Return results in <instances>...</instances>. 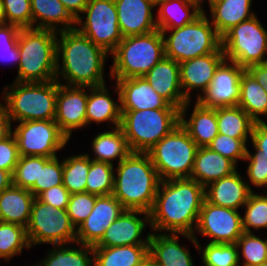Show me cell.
<instances>
[{"label": "cell", "mask_w": 267, "mask_h": 266, "mask_svg": "<svg viewBox=\"0 0 267 266\" xmlns=\"http://www.w3.org/2000/svg\"><path fill=\"white\" fill-rule=\"evenodd\" d=\"M252 192L250 185L244 182L236 170L231 175L210 183L205 188V199L213 205L238 210L241 206L244 207Z\"/></svg>", "instance_id": "obj_23"}, {"label": "cell", "mask_w": 267, "mask_h": 266, "mask_svg": "<svg viewBox=\"0 0 267 266\" xmlns=\"http://www.w3.org/2000/svg\"><path fill=\"white\" fill-rule=\"evenodd\" d=\"M182 235L191 240L197 250L200 251L205 266H240L241 256L236 243H208L204 249H201V245L195 235Z\"/></svg>", "instance_id": "obj_37"}, {"label": "cell", "mask_w": 267, "mask_h": 266, "mask_svg": "<svg viewBox=\"0 0 267 266\" xmlns=\"http://www.w3.org/2000/svg\"><path fill=\"white\" fill-rule=\"evenodd\" d=\"M247 175L255 187H267V163L249 161Z\"/></svg>", "instance_id": "obj_52"}, {"label": "cell", "mask_w": 267, "mask_h": 266, "mask_svg": "<svg viewBox=\"0 0 267 266\" xmlns=\"http://www.w3.org/2000/svg\"><path fill=\"white\" fill-rule=\"evenodd\" d=\"M171 234V235H170ZM151 233L148 244V256L156 266H194L186 247L179 245L180 235L174 233Z\"/></svg>", "instance_id": "obj_26"}, {"label": "cell", "mask_w": 267, "mask_h": 266, "mask_svg": "<svg viewBox=\"0 0 267 266\" xmlns=\"http://www.w3.org/2000/svg\"><path fill=\"white\" fill-rule=\"evenodd\" d=\"M137 266H156L153 262V260L148 256L146 259H144L139 265Z\"/></svg>", "instance_id": "obj_58"}, {"label": "cell", "mask_w": 267, "mask_h": 266, "mask_svg": "<svg viewBox=\"0 0 267 266\" xmlns=\"http://www.w3.org/2000/svg\"><path fill=\"white\" fill-rule=\"evenodd\" d=\"M228 64L225 59L216 69L213 79L201 96L199 93L197 102L206 108L238 106L240 99V80L244 67L236 62Z\"/></svg>", "instance_id": "obj_15"}, {"label": "cell", "mask_w": 267, "mask_h": 266, "mask_svg": "<svg viewBox=\"0 0 267 266\" xmlns=\"http://www.w3.org/2000/svg\"><path fill=\"white\" fill-rule=\"evenodd\" d=\"M113 131H105L98 134L92 141L94 161L106 162L113 164L111 161L119 159L120 163L132 151L120 127H114Z\"/></svg>", "instance_id": "obj_33"}, {"label": "cell", "mask_w": 267, "mask_h": 266, "mask_svg": "<svg viewBox=\"0 0 267 266\" xmlns=\"http://www.w3.org/2000/svg\"><path fill=\"white\" fill-rule=\"evenodd\" d=\"M24 247H31L26 228L0 221V258L9 262L14 255L22 253Z\"/></svg>", "instance_id": "obj_39"}, {"label": "cell", "mask_w": 267, "mask_h": 266, "mask_svg": "<svg viewBox=\"0 0 267 266\" xmlns=\"http://www.w3.org/2000/svg\"><path fill=\"white\" fill-rule=\"evenodd\" d=\"M12 132L20 156L52 158L70 140L54 120L23 121Z\"/></svg>", "instance_id": "obj_13"}, {"label": "cell", "mask_w": 267, "mask_h": 266, "mask_svg": "<svg viewBox=\"0 0 267 266\" xmlns=\"http://www.w3.org/2000/svg\"><path fill=\"white\" fill-rule=\"evenodd\" d=\"M57 35H59L58 32L49 29H20L17 82L56 80Z\"/></svg>", "instance_id": "obj_4"}, {"label": "cell", "mask_w": 267, "mask_h": 266, "mask_svg": "<svg viewBox=\"0 0 267 266\" xmlns=\"http://www.w3.org/2000/svg\"><path fill=\"white\" fill-rule=\"evenodd\" d=\"M164 36L165 56L177 63L208 55L222 47V37L205 11L193 22L174 29H159ZM171 31L166 38V32Z\"/></svg>", "instance_id": "obj_8"}, {"label": "cell", "mask_w": 267, "mask_h": 266, "mask_svg": "<svg viewBox=\"0 0 267 266\" xmlns=\"http://www.w3.org/2000/svg\"><path fill=\"white\" fill-rule=\"evenodd\" d=\"M5 24V11L3 0H0V27Z\"/></svg>", "instance_id": "obj_57"}, {"label": "cell", "mask_w": 267, "mask_h": 266, "mask_svg": "<svg viewBox=\"0 0 267 266\" xmlns=\"http://www.w3.org/2000/svg\"><path fill=\"white\" fill-rule=\"evenodd\" d=\"M96 198V195L88 192L73 193L70 195L67 213L75 228H78L90 215L94 208Z\"/></svg>", "instance_id": "obj_45"}, {"label": "cell", "mask_w": 267, "mask_h": 266, "mask_svg": "<svg viewBox=\"0 0 267 266\" xmlns=\"http://www.w3.org/2000/svg\"><path fill=\"white\" fill-rule=\"evenodd\" d=\"M20 29L16 25L6 23L0 27V61L19 65L18 36Z\"/></svg>", "instance_id": "obj_47"}, {"label": "cell", "mask_w": 267, "mask_h": 266, "mask_svg": "<svg viewBox=\"0 0 267 266\" xmlns=\"http://www.w3.org/2000/svg\"><path fill=\"white\" fill-rule=\"evenodd\" d=\"M59 33L56 80L60 81V74L68 83L64 85L68 86L91 88L105 85L103 67L108 53L76 28L59 31ZM60 55L62 56V68L59 63Z\"/></svg>", "instance_id": "obj_2"}, {"label": "cell", "mask_w": 267, "mask_h": 266, "mask_svg": "<svg viewBox=\"0 0 267 266\" xmlns=\"http://www.w3.org/2000/svg\"><path fill=\"white\" fill-rule=\"evenodd\" d=\"M256 266H267V262L261 263V264L256 265Z\"/></svg>", "instance_id": "obj_59"}, {"label": "cell", "mask_w": 267, "mask_h": 266, "mask_svg": "<svg viewBox=\"0 0 267 266\" xmlns=\"http://www.w3.org/2000/svg\"><path fill=\"white\" fill-rule=\"evenodd\" d=\"M5 23L19 28H32L30 0H3Z\"/></svg>", "instance_id": "obj_48"}, {"label": "cell", "mask_w": 267, "mask_h": 266, "mask_svg": "<svg viewBox=\"0 0 267 266\" xmlns=\"http://www.w3.org/2000/svg\"><path fill=\"white\" fill-rule=\"evenodd\" d=\"M39 156H20L12 174L13 185L30 189L38 180Z\"/></svg>", "instance_id": "obj_46"}, {"label": "cell", "mask_w": 267, "mask_h": 266, "mask_svg": "<svg viewBox=\"0 0 267 266\" xmlns=\"http://www.w3.org/2000/svg\"><path fill=\"white\" fill-rule=\"evenodd\" d=\"M222 49L228 62H236L245 69L266 63L267 31L256 16L232 27L222 36Z\"/></svg>", "instance_id": "obj_10"}, {"label": "cell", "mask_w": 267, "mask_h": 266, "mask_svg": "<svg viewBox=\"0 0 267 266\" xmlns=\"http://www.w3.org/2000/svg\"><path fill=\"white\" fill-rule=\"evenodd\" d=\"M201 4L200 0H159L157 28L174 29L193 22L204 11Z\"/></svg>", "instance_id": "obj_29"}, {"label": "cell", "mask_w": 267, "mask_h": 266, "mask_svg": "<svg viewBox=\"0 0 267 266\" xmlns=\"http://www.w3.org/2000/svg\"><path fill=\"white\" fill-rule=\"evenodd\" d=\"M94 266H137L148 257V245L93 247Z\"/></svg>", "instance_id": "obj_32"}, {"label": "cell", "mask_w": 267, "mask_h": 266, "mask_svg": "<svg viewBox=\"0 0 267 266\" xmlns=\"http://www.w3.org/2000/svg\"><path fill=\"white\" fill-rule=\"evenodd\" d=\"M120 111V128L132 152L147 153L180 124V109Z\"/></svg>", "instance_id": "obj_7"}, {"label": "cell", "mask_w": 267, "mask_h": 266, "mask_svg": "<svg viewBox=\"0 0 267 266\" xmlns=\"http://www.w3.org/2000/svg\"><path fill=\"white\" fill-rule=\"evenodd\" d=\"M119 29L123 38L146 34L157 30L152 0H114Z\"/></svg>", "instance_id": "obj_20"}, {"label": "cell", "mask_w": 267, "mask_h": 266, "mask_svg": "<svg viewBox=\"0 0 267 266\" xmlns=\"http://www.w3.org/2000/svg\"><path fill=\"white\" fill-rule=\"evenodd\" d=\"M160 182L149 154L131 152L118 163L112 194L125 209L149 213Z\"/></svg>", "instance_id": "obj_3"}, {"label": "cell", "mask_w": 267, "mask_h": 266, "mask_svg": "<svg viewBox=\"0 0 267 266\" xmlns=\"http://www.w3.org/2000/svg\"><path fill=\"white\" fill-rule=\"evenodd\" d=\"M113 164L94 161L90 158V167L86 179V192L96 195H110L113 192Z\"/></svg>", "instance_id": "obj_40"}, {"label": "cell", "mask_w": 267, "mask_h": 266, "mask_svg": "<svg viewBox=\"0 0 267 266\" xmlns=\"http://www.w3.org/2000/svg\"><path fill=\"white\" fill-rule=\"evenodd\" d=\"M146 215L139 218L138 215ZM146 223H150L149 213L141 210L124 212L106 229L102 238L93 247H114L123 245H148L151 233L143 241L141 235Z\"/></svg>", "instance_id": "obj_18"}, {"label": "cell", "mask_w": 267, "mask_h": 266, "mask_svg": "<svg viewBox=\"0 0 267 266\" xmlns=\"http://www.w3.org/2000/svg\"><path fill=\"white\" fill-rule=\"evenodd\" d=\"M70 195L69 191L61 184L43 191L37 198L53 207L67 209Z\"/></svg>", "instance_id": "obj_51"}, {"label": "cell", "mask_w": 267, "mask_h": 266, "mask_svg": "<svg viewBox=\"0 0 267 266\" xmlns=\"http://www.w3.org/2000/svg\"><path fill=\"white\" fill-rule=\"evenodd\" d=\"M107 91L106 85L90 88L86 106V125L91 122L108 121L115 127H120V103L113 101Z\"/></svg>", "instance_id": "obj_31"}, {"label": "cell", "mask_w": 267, "mask_h": 266, "mask_svg": "<svg viewBox=\"0 0 267 266\" xmlns=\"http://www.w3.org/2000/svg\"><path fill=\"white\" fill-rule=\"evenodd\" d=\"M83 18L76 20V29L95 45L112 54L123 39L119 29L117 9L114 0H88ZM83 23V24H82Z\"/></svg>", "instance_id": "obj_12"}, {"label": "cell", "mask_w": 267, "mask_h": 266, "mask_svg": "<svg viewBox=\"0 0 267 266\" xmlns=\"http://www.w3.org/2000/svg\"><path fill=\"white\" fill-rule=\"evenodd\" d=\"M11 86V87H10ZM6 86L5 108L10 121L54 120L58 81L17 82Z\"/></svg>", "instance_id": "obj_6"}, {"label": "cell", "mask_w": 267, "mask_h": 266, "mask_svg": "<svg viewBox=\"0 0 267 266\" xmlns=\"http://www.w3.org/2000/svg\"><path fill=\"white\" fill-rule=\"evenodd\" d=\"M240 106L255 122H263L267 115V93L255 78L245 70L240 80Z\"/></svg>", "instance_id": "obj_35"}, {"label": "cell", "mask_w": 267, "mask_h": 266, "mask_svg": "<svg viewBox=\"0 0 267 266\" xmlns=\"http://www.w3.org/2000/svg\"><path fill=\"white\" fill-rule=\"evenodd\" d=\"M120 110L179 109L161 97L144 77L116 79Z\"/></svg>", "instance_id": "obj_19"}, {"label": "cell", "mask_w": 267, "mask_h": 266, "mask_svg": "<svg viewBox=\"0 0 267 266\" xmlns=\"http://www.w3.org/2000/svg\"><path fill=\"white\" fill-rule=\"evenodd\" d=\"M124 210L113 194L97 196L90 215L76 229V243L94 246Z\"/></svg>", "instance_id": "obj_17"}, {"label": "cell", "mask_w": 267, "mask_h": 266, "mask_svg": "<svg viewBox=\"0 0 267 266\" xmlns=\"http://www.w3.org/2000/svg\"><path fill=\"white\" fill-rule=\"evenodd\" d=\"M87 88L89 87L68 86L58 82L54 121L68 139L74 129L86 126Z\"/></svg>", "instance_id": "obj_16"}, {"label": "cell", "mask_w": 267, "mask_h": 266, "mask_svg": "<svg viewBox=\"0 0 267 266\" xmlns=\"http://www.w3.org/2000/svg\"><path fill=\"white\" fill-rule=\"evenodd\" d=\"M225 60L222 47L205 56L189 59L179 63L180 83L185 98L191 99L192 90H201L202 94L210 85L216 69Z\"/></svg>", "instance_id": "obj_21"}, {"label": "cell", "mask_w": 267, "mask_h": 266, "mask_svg": "<svg viewBox=\"0 0 267 266\" xmlns=\"http://www.w3.org/2000/svg\"><path fill=\"white\" fill-rule=\"evenodd\" d=\"M236 244L242 250V266H256L267 262V239L262 240L253 232H244Z\"/></svg>", "instance_id": "obj_43"}, {"label": "cell", "mask_w": 267, "mask_h": 266, "mask_svg": "<svg viewBox=\"0 0 267 266\" xmlns=\"http://www.w3.org/2000/svg\"><path fill=\"white\" fill-rule=\"evenodd\" d=\"M79 248H65L63 244L53 245L41 266H94L93 246L80 244ZM92 256L89 257L88 255Z\"/></svg>", "instance_id": "obj_36"}, {"label": "cell", "mask_w": 267, "mask_h": 266, "mask_svg": "<svg viewBox=\"0 0 267 266\" xmlns=\"http://www.w3.org/2000/svg\"><path fill=\"white\" fill-rule=\"evenodd\" d=\"M35 196L29 189L11 185L0 193V221L27 227Z\"/></svg>", "instance_id": "obj_27"}, {"label": "cell", "mask_w": 267, "mask_h": 266, "mask_svg": "<svg viewBox=\"0 0 267 266\" xmlns=\"http://www.w3.org/2000/svg\"><path fill=\"white\" fill-rule=\"evenodd\" d=\"M218 133L235 139H248L252 136L255 121L240 107L216 108Z\"/></svg>", "instance_id": "obj_34"}, {"label": "cell", "mask_w": 267, "mask_h": 266, "mask_svg": "<svg viewBox=\"0 0 267 266\" xmlns=\"http://www.w3.org/2000/svg\"><path fill=\"white\" fill-rule=\"evenodd\" d=\"M143 77L170 105L181 109L188 101L182 92L179 63L173 59L165 56Z\"/></svg>", "instance_id": "obj_22"}, {"label": "cell", "mask_w": 267, "mask_h": 266, "mask_svg": "<svg viewBox=\"0 0 267 266\" xmlns=\"http://www.w3.org/2000/svg\"><path fill=\"white\" fill-rule=\"evenodd\" d=\"M204 199L205 188L196 180L181 178L161 181L149 212L151 229L155 232L194 235Z\"/></svg>", "instance_id": "obj_1"}, {"label": "cell", "mask_w": 267, "mask_h": 266, "mask_svg": "<svg viewBox=\"0 0 267 266\" xmlns=\"http://www.w3.org/2000/svg\"><path fill=\"white\" fill-rule=\"evenodd\" d=\"M245 215L242 218L244 232L251 233L250 227L258 230L267 228V196L252 192L246 202Z\"/></svg>", "instance_id": "obj_42"}, {"label": "cell", "mask_w": 267, "mask_h": 266, "mask_svg": "<svg viewBox=\"0 0 267 266\" xmlns=\"http://www.w3.org/2000/svg\"><path fill=\"white\" fill-rule=\"evenodd\" d=\"M197 144L179 124L147 153L161 181L190 178Z\"/></svg>", "instance_id": "obj_9"}, {"label": "cell", "mask_w": 267, "mask_h": 266, "mask_svg": "<svg viewBox=\"0 0 267 266\" xmlns=\"http://www.w3.org/2000/svg\"><path fill=\"white\" fill-rule=\"evenodd\" d=\"M89 167V154H80L64 159L62 181L70 194L86 192V179Z\"/></svg>", "instance_id": "obj_38"}, {"label": "cell", "mask_w": 267, "mask_h": 266, "mask_svg": "<svg viewBox=\"0 0 267 266\" xmlns=\"http://www.w3.org/2000/svg\"><path fill=\"white\" fill-rule=\"evenodd\" d=\"M236 168L231 160L209 147H199L195 155L190 179L196 180L206 188L210 183L231 175L236 171Z\"/></svg>", "instance_id": "obj_25"}, {"label": "cell", "mask_w": 267, "mask_h": 266, "mask_svg": "<svg viewBox=\"0 0 267 266\" xmlns=\"http://www.w3.org/2000/svg\"><path fill=\"white\" fill-rule=\"evenodd\" d=\"M111 55L114 60L110 69L111 78L143 77L165 57L163 33L157 29L125 37Z\"/></svg>", "instance_id": "obj_5"}, {"label": "cell", "mask_w": 267, "mask_h": 266, "mask_svg": "<svg viewBox=\"0 0 267 266\" xmlns=\"http://www.w3.org/2000/svg\"><path fill=\"white\" fill-rule=\"evenodd\" d=\"M26 230L31 247L40 243H76V228L71 223L67 209L53 207L37 197L33 202Z\"/></svg>", "instance_id": "obj_11"}, {"label": "cell", "mask_w": 267, "mask_h": 266, "mask_svg": "<svg viewBox=\"0 0 267 266\" xmlns=\"http://www.w3.org/2000/svg\"><path fill=\"white\" fill-rule=\"evenodd\" d=\"M203 236L211 237L208 243L231 244L244 233L242 216L237 210L216 206L204 199L196 229Z\"/></svg>", "instance_id": "obj_14"}, {"label": "cell", "mask_w": 267, "mask_h": 266, "mask_svg": "<svg viewBox=\"0 0 267 266\" xmlns=\"http://www.w3.org/2000/svg\"><path fill=\"white\" fill-rule=\"evenodd\" d=\"M208 2L210 17H212L211 24L221 37L232 27L255 16L250 10L252 0H210Z\"/></svg>", "instance_id": "obj_28"}, {"label": "cell", "mask_w": 267, "mask_h": 266, "mask_svg": "<svg viewBox=\"0 0 267 266\" xmlns=\"http://www.w3.org/2000/svg\"><path fill=\"white\" fill-rule=\"evenodd\" d=\"M58 160L57 156L52 158L39 156L38 180L29 189L35 197L49 188L63 184V161Z\"/></svg>", "instance_id": "obj_41"}, {"label": "cell", "mask_w": 267, "mask_h": 266, "mask_svg": "<svg viewBox=\"0 0 267 266\" xmlns=\"http://www.w3.org/2000/svg\"><path fill=\"white\" fill-rule=\"evenodd\" d=\"M12 133L11 121L7 109L0 103V141Z\"/></svg>", "instance_id": "obj_55"}, {"label": "cell", "mask_w": 267, "mask_h": 266, "mask_svg": "<svg viewBox=\"0 0 267 266\" xmlns=\"http://www.w3.org/2000/svg\"><path fill=\"white\" fill-rule=\"evenodd\" d=\"M251 141L256 153L252 154L247 149L244 160L267 163V123L265 121L255 122Z\"/></svg>", "instance_id": "obj_49"}, {"label": "cell", "mask_w": 267, "mask_h": 266, "mask_svg": "<svg viewBox=\"0 0 267 266\" xmlns=\"http://www.w3.org/2000/svg\"><path fill=\"white\" fill-rule=\"evenodd\" d=\"M62 2L66 10L70 15L77 20L80 17V13H83L88 0H59Z\"/></svg>", "instance_id": "obj_54"}, {"label": "cell", "mask_w": 267, "mask_h": 266, "mask_svg": "<svg viewBox=\"0 0 267 266\" xmlns=\"http://www.w3.org/2000/svg\"><path fill=\"white\" fill-rule=\"evenodd\" d=\"M30 4L32 12V28L49 29L56 32L76 28V20L66 10L61 1L30 0ZM36 22H38V25ZM57 24L63 25L61 27L62 29L57 28Z\"/></svg>", "instance_id": "obj_30"}, {"label": "cell", "mask_w": 267, "mask_h": 266, "mask_svg": "<svg viewBox=\"0 0 267 266\" xmlns=\"http://www.w3.org/2000/svg\"><path fill=\"white\" fill-rule=\"evenodd\" d=\"M246 70L255 78V80L265 89L267 93V62L254 64Z\"/></svg>", "instance_id": "obj_53"}, {"label": "cell", "mask_w": 267, "mask_h": 266, "mask_svg": "<svg viewBox=\"0 0 267 266\" xmlns=\"http://www.w3.org/2000/svg\"><path fill=\"white\" fill-rule=\"evenodd\" d=\"M190 101L180 109V125L194 140L198 147H207L218 135L216 108H206L197 101L191 117L186 121L185 113Z\"/></svg>", "instance_id": "obj_24"}, {"label": "cell", "mask_w": 267, "mask_h": 266, "mask_svg": "<svg viewBox=\"0 0 267 266\" xmlns=\"http://www.w3.org/2000/svg\"><path fill=\"white\" fill-rule=\"evenodd\" d=\"M247 139H235L227 135H218L207 146L211 150L219 153L231 160L235 165L239 159L244 160L247 152Z\"/></svg>", "instance_id": "obj_44"}, {"label": "cell", "mask_w": 267, "mask_h": 266, "mask_svg": "<svg viewBox=\"0 0 267 266\" xmlns=\"http://www.w3.org/2000/svg\"><path fill=\"white\" fill-rule=\"evenodd\" d=\"M13 184V177L10 171L0 169V193Z\"/></svg>", "instance_id": "obj_56"}, {"label": "cell", "mask_w": 267, "mask_h": 266, "mask_svg": "<svg viewBox=\"0 0 267 266\" xmlns=\"http://www.w3.org/2000/svg\"><path fill=\"white\" fill-rule=\"evenodd\" d=\"M19 158L17 142L11 133L0 141V169L10 171L13 174Z\"/></svg>", "instance_id": "obj_50"}]
</instances>
